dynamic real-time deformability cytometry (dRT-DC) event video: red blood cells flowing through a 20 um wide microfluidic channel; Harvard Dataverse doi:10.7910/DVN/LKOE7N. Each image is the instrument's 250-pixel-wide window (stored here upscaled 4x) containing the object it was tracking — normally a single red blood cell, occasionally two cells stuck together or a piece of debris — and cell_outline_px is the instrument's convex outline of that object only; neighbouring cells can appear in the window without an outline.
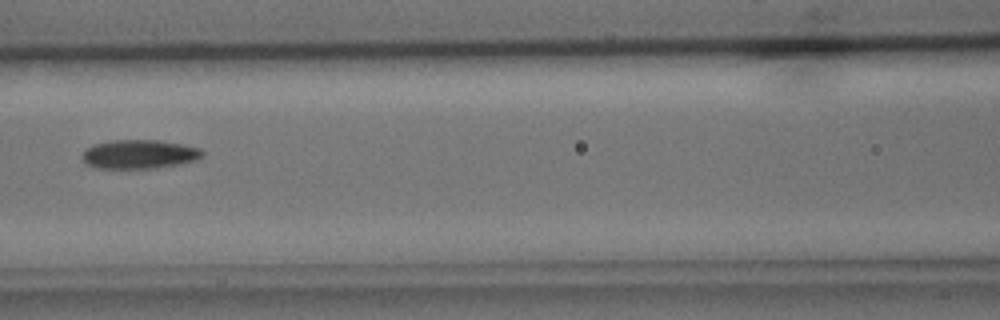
{"species": "common noctule bat (a hibernating species)", "species_latin": "Nyctalus noctula", "temperature_condition": "cold", "stored_images_in_passage": 7, "camera_frame_rate_fps": 3000, "um_per_image_px": 0.085, "animal": {"sex": "male", "body_mass_g": 15.6}, "frame": {"image": 1, "passage_image": 7, "time_ms": 7.667, "image_size_px": [1000, 320], "cell_outline_px": [[204, 156], [196, 160], [180, 164], [152, 168], [100, 168], [84, 164], [80, 156], [84, 148], [92, 144], [112, 140], [160, 140], [200, 148], [204, 152]], "centroid_in_image_um": [11.79, 13.1], "position_along_channel_um": 154.8, "area_um2": 20.52}}